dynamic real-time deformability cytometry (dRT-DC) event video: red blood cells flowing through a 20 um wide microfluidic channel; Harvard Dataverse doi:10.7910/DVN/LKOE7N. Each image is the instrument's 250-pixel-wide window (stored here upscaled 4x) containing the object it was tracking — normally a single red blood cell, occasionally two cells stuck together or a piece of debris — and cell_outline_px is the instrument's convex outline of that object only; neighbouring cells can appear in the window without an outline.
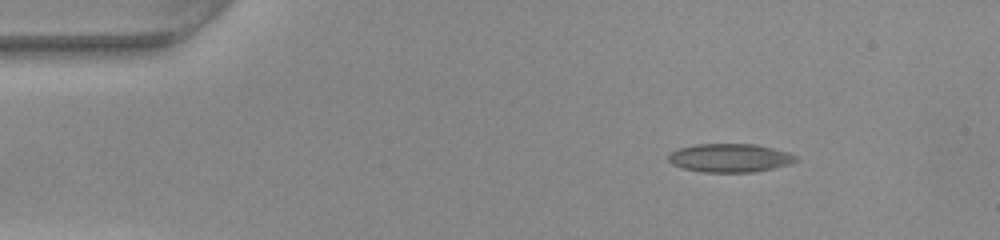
{"species": "common noctule bat (a hibernating species)", "species_latin": "Nyctalus noctula", "temperature_condition": "warm", "stored_images_in_passage": 44, "camera_frame_rate_fps": 3000, "um_per_image_px": 0.085, "animal": {"sex": "female", "body_mass_g": 22.0, "forearm_length_mm": 56.7}, "frame": {"image": 1, "passage_image": 1, "time_ms": 0.0, "image_size_px": [1000, 240], "cell_outline_px": [[800, 160], [788, 164], [772, 168], [752, 172], [704, 172], [684, 168], [672, 164], [668, 160], [668, 156], [676, 148], [696, 144], [756, 144], [788, 152], [796, 156]], "centroid_in_image_um": [62.03, 13.41], "position_along_channel_um": 23.0, "area_um2": 21.1}}
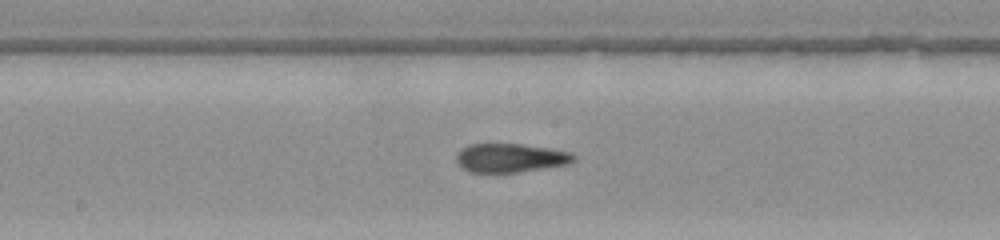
{"frame": {"image": 2, "passage_image": 20, "time_ms": 6.333, "image_size_px": [1000, 240], "cell_outline_px": [[576, 160], [572, 164], [520, 172], [468, 172], [456, 160], [456, 156], [460, 148], [468, 144], [520, 144], [548, 148], [572, 152], [576, 156]], "centroid_in_image_um": [43.44, 13.42], "position_along_channel_um": 204.8, "area_um2": 19.88}}
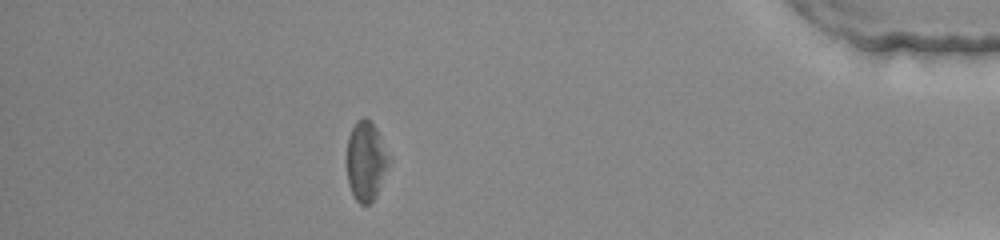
{"frame": {"image": 3, "passage_image": 38, "time_ms": 12.333, "image_size_px": [1000, 240], "cell_outline_px": [[392, 160], [376, 196], [368, 204], [360, 204], [356, 200], [348, 184], [348, 136], [356, 120], [364, 116], [376, 128]], "centroid_in_image_um": [31.14, 13.68], "position_along_channel_um": 404.1, "area_um2": 19.42}, "authors_computed_cell_mechanics": {"area_um2": 20.6346, "velocity_mm_per_s": 4.095, "shape_relaxation_time_tau1_ms": null, "shape_relaxation_time_tau2_ms": 2.2246, "deformation_change_tau1": null, "deformation_change_tau2": 0.107}}